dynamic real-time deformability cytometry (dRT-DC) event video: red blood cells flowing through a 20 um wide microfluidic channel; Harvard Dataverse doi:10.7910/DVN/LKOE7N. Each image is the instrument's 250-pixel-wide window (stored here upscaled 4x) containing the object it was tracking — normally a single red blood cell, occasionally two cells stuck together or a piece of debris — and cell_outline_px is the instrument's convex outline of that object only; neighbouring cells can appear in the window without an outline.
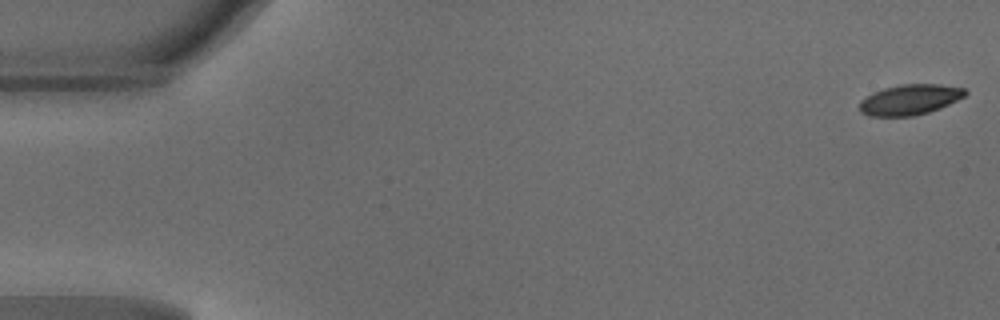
{"species": "common noctule bat (a hibernating species)", "species_latin": "Nyctalus noctula", "temperature_condition": "warm", "stored_images_in_passage": 48, "camera_frame_rate_fps": 3000, "um_per_image_px": 0.085, "animal": {"sex": "male", "body_mass_g": 18.8}, "frame": {"image": 1, "passage_image": 1, "time_ms": 0.0, "image_size_px": [1000, 320], "cell_outline_px": [[968, 92], [964, 96], [940, 108], [928, 112], [912, 116], [868, 116], [860, 112], [860, 100], [872, 92], [884, 88], [900, 84], [940, 84], [964, 88]], "centroid_in_image_um": [77.31, 8.46], "position_along_channel_um": 7.7, "area_um2": 18.73}}
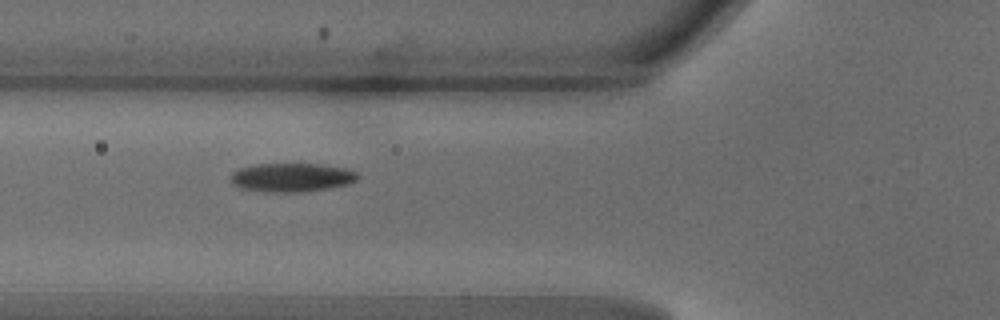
{"frame": {"image": 2, "passage_image": 18, "time_ms": 5.667, "image_size_px": [1000, 320], "cell_outline_px": [[360, 176], [356, 180], [348, 184], [300, 192], [264, 192], [240, 188], [232, 184], [232, 172], [240, 168], [256, 164], [320, 164], [348, 168], [356, 172]], "centroid_in_image_um": [24.79, 15.08], "position_along_channel_um": 101.0, "area_um2": 21.21}}
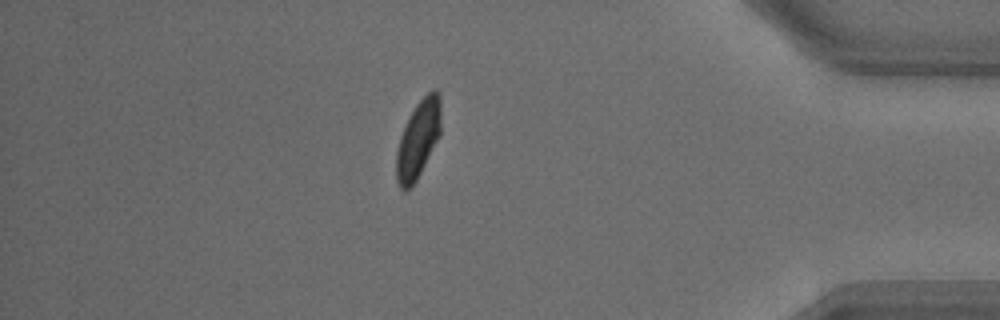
{"frame": {"image": 3, "passage_image": 42, "time_ms": 13.667, "image_size_px": [1000, 320], "cell_outline_px": [[440, 136], [412, 188], [404, 192], [400, 188], [396, 180], [396, 148], [400, 136], [408, 116], [416, 104], [432, 88], [436, 88], [440, 92]], "centroid_in_image_um": [35.53, 11.84], "position_along_channel_um": 399.7, "area_um2": 20.58}, "authors_computed_cell_mechanics": {"area_um2": 20.6635, "velocity_mm_per_s": 4.1798, "shape_relaxation_time_tau1_ms": 2.5002, "shape_relaxation_time_tau2_ms": 1.9019, "deformation_change_tau1": 0.1442, "deformation_change_tau2": 0.0684}}